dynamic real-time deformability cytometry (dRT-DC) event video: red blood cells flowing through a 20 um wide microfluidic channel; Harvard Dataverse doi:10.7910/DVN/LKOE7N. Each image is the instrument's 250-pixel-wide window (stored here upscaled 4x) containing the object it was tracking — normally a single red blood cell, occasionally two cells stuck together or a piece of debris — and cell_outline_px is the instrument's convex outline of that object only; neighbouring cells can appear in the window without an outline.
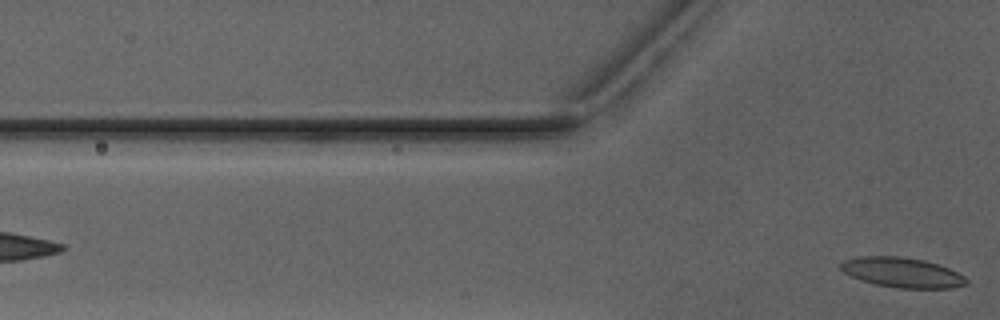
{"species": "Egyptian fruit bat (a non-hibernating species)", "species_latin": "Rousettus aegyptiacus", "temperature_condition": "warm", "stored_images_in_passage": 5, "camera_frame_rate_fps": 3000, "um_per_image_px": 0.085, "animal": {"sex": "male"}, "frame": {"image": 1, "passage_image": 5, "time_ms": 4.667, "image_size_px": [1000, 320], "cell_outline_px": [[968, 284], [948, 288], [896, 288], [876, 284], [852, 276], [844, 272], [840, 268], [840, 264], [844, 260], [860, 256], [900, 256], [924, 260], [948, 268], [964, 276], [968, 280]], "centroid_in_image_um": [76.69, 23.16], "position_along_channel_um": 49.1, "area_um2": 21.68}}